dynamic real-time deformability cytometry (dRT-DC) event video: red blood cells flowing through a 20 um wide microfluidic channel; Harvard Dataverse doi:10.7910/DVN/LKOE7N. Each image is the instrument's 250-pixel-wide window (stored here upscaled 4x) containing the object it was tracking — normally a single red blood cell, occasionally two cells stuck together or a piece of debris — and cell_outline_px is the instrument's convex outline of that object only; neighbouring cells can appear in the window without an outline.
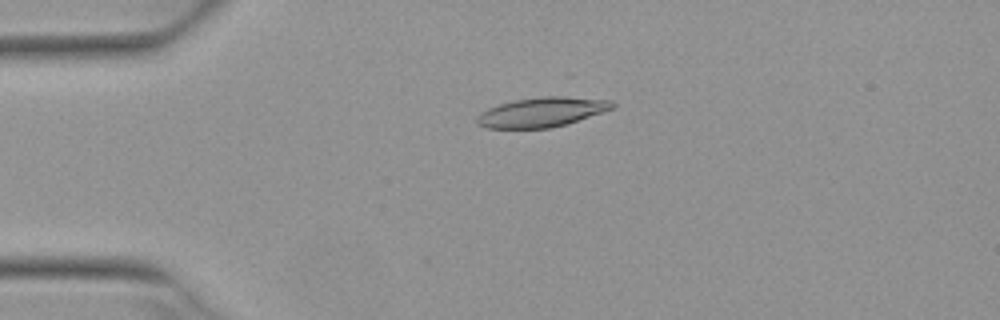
{"species": "Egyptian fruit bat (a non-hibernating species)", "species_latin": "Rousettus aegyptiacus", "temperature_condition": "warm", "stored_images_in_passage": 5, "camera_frame_rate_fps": 3000, "um_per_image_px": 0.085, "animal": {"sex": "female"}, "frame": {"image": 1, "passage_image": 4, "time_ms": 1.0, "image_size_px": [1000, 320], "cell_outline_px": [[616, 104], [612, 108], [568, 124], [552, 128], [484, 128], [476, 124], [476, 116], [480, 112], [488, 108], [500, 104], [516, 100], [540, 96], [564, 96], [612, 100]], "centroid_in_image_um": [46.02, 9.53], "position_along_channel_um": 39.0, "area_um2": 23.47}}